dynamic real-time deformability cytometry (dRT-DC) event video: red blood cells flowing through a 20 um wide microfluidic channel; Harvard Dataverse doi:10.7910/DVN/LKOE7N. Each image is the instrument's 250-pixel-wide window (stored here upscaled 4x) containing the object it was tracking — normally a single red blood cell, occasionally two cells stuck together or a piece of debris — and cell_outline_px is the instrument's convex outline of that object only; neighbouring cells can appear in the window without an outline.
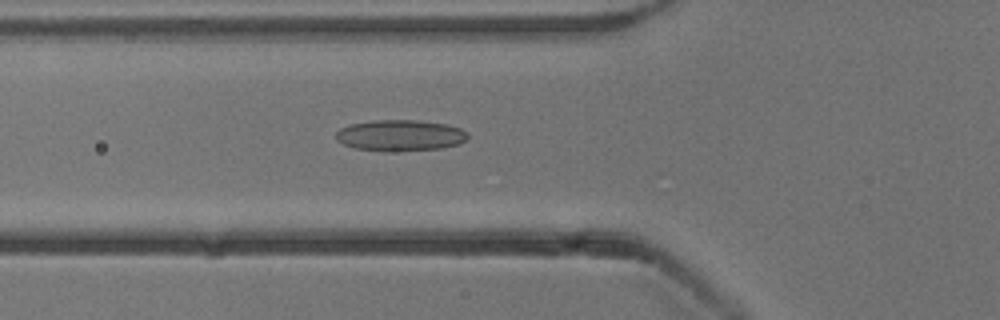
{"species": "common noctule bat (a hibernating species)", "species_latin": "Nyctalus noctula", "temperature_condition": "cold", "stored_images_in_passage": 53, "camera_frame_rate_fps": 3000, "um_per_image_px": 0.085, "animal": {"sex": "male", "body_mass_g": 13.3}, "frame": {"image": 1, "passage_image": 19, "time_ms": 6.0, "image_size_px": [1000, 320], "cell_outline_px": [[468, 140], [460, 144], [440, 148], [384, 152], [356, 148], [344, 144], [336, 140], [336, 132], [340, 128], [348, 124], [372, 120], [416, 120], [448, 124], [460, 128], [468, 132]], "centroid_in_image_um": [34.03, 11.5], "position_along_channel_um": 91.8, "area_um2": 24.22}}
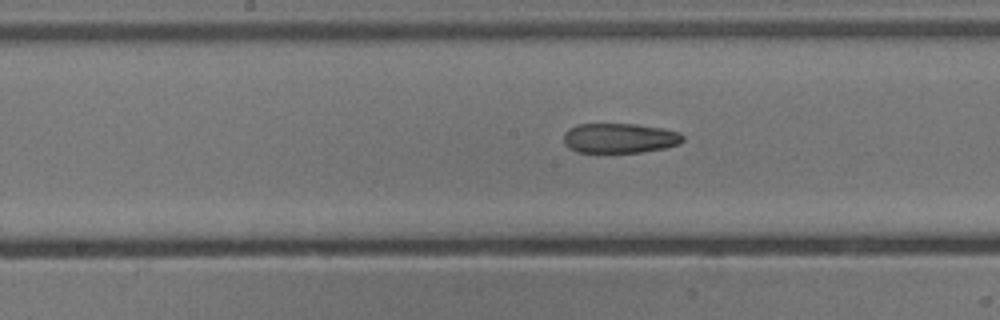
{"frame": {"image": 2, "passage_image": 27, "time_ms": 8.667, "image_size_px": [1000, 320], "cell_outline_px": [[684, 140], [680, 144], [664, 148], [640, 152], [576, 152], [568, 148], [564, 144], [564, 132], [568, 128], [580, 124], [636, 124], [664, 128], [680, 132], [684, 136]], "centroid_in_image_um": [52.68, 11.74], "position_along_channel_um": 195.5, "area_um2": 20.92}}
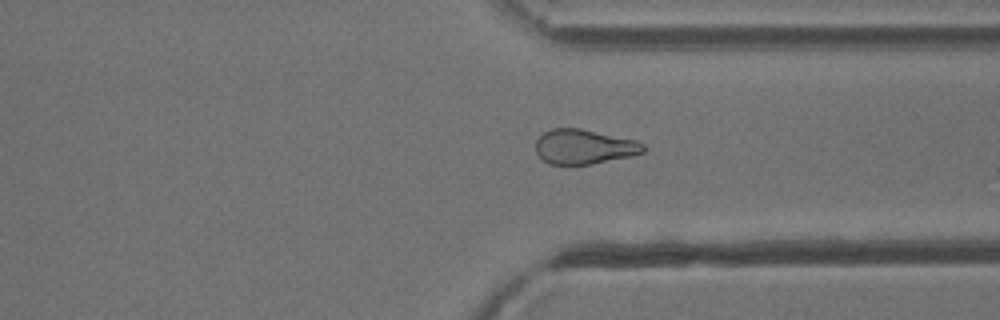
{"frame": {"image": 3, "passage_image": 40, "time_ms": 13.0, "image_size_px": [1000, 320], "cell_outline_px": [[648, 148], [644, 152], [632, 156], [592, 164], [548, 164], [536, 152], [536, 140], [544, 132], [552, 128], [580, 128], [636, 140], [644, 144]], "centroid_in_image_um": [49.68, 12.47], "position_along_channel_um": 361.7, "area_um2": 21.85}, "authors_computed_cell_mechanics": {"area_um2": 23.0622, "velocity_mm_per_s": 3.846, "shape_relaxation_time_tau1_ms": null, "shape_relaxation_time_tau2_ms": 4.7939, "deformation_change_tau1": null, "deformation_change_tau2": 0.1267}}